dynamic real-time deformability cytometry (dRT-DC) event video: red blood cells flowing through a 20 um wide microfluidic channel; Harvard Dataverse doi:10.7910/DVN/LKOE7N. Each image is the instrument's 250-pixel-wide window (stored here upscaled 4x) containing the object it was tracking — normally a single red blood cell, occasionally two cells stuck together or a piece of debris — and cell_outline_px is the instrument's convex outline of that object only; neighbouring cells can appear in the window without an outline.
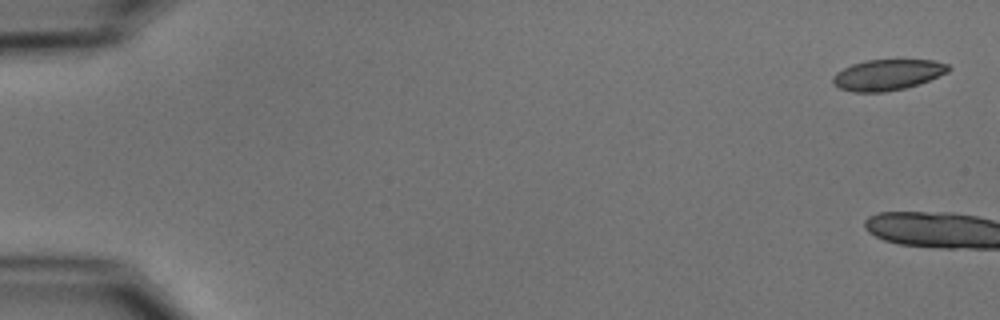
{"species": "common noctule bat (a hibernating species)", "species_latin": "Nyctalus noctula", "temperature_condition": "cold", "stored_images_in_passage": 12, "camera_frame_rate_fps": 3000, "um_per_image_px": 0.085, "animal": {"sex": "male", "body_mass_g": 15.6}, "frame": {"image": 1, "passage_image": 1, "time_ms": 0.0, "image_size_px": [1000, 320], "cell_outline_px": [[952, 68], [948, 72], [928, 80], [904, 88], [884, 92], [852, 92], [840, 88], [832, 84], [832, 76], [836, 72], [852, 64], [864, 60], [932, 60], [948, 64]], "centroid_in_image_um": [75.4, 6.35], "position_along_channel_um": 9.6, "area_um2": 20.69}}
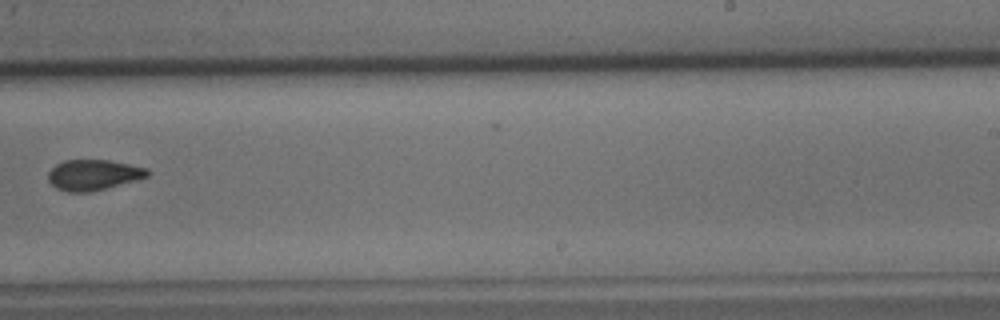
{"frame": {"image": 2, "passage_image": 12, "time_ms": 13.667, "image_size_px": [1000, 320], "cell_outline_px": [[152, 172], [148, 176], [136, 180], [92, 192], [68, 192], [56, 188], [48, 180], [48, 172], [56, 164], [64, 160], [108, 160], [148, 168]], "centroid_in_image_um": [7.94, 14.87], "position_along_channel_um": 281.1, "area_um2": 17.74}}